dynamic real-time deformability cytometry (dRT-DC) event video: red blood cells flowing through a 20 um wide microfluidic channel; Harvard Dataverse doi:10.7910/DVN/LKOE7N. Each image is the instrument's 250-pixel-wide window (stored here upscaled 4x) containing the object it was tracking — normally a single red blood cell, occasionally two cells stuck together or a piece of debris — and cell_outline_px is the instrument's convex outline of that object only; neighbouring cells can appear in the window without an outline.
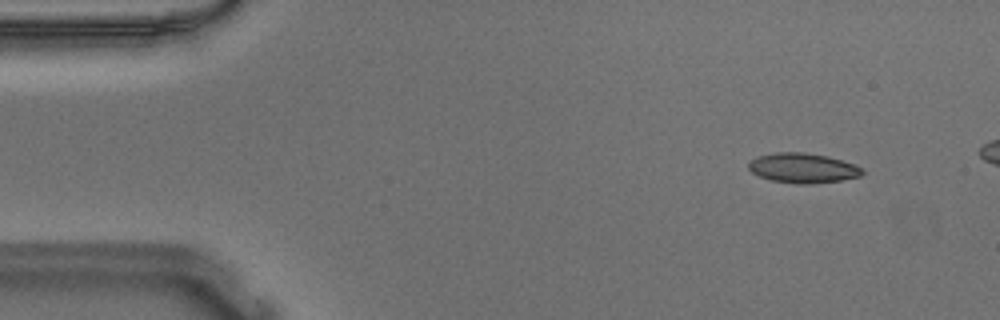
{"species": "Egyptian fruit bat (a non-hibernating species)", "species_latin": "Rousettus aegyptiacus", "temperature_condition": "warm", "stored_images_in_passage": 15, "camera_frame_rate_fps": 3000, "um_per_image_px": 0.085, "animal": {"sex": "male"}, "frame": {"image": 1, "passage_image": 5, "time_ms": 1.333, "image_size_px": [1000, 320], "cell_outline_px": [[864, 172], [860, 176], [840, 180], [812, 184], [800, 184], [772, 180], [760, 176], [752, 172], [748, 168], [748, 164], [756, 156], [776, 152], [804, 152], [828, 156], [852, 164], [860, 168]], "centroid_in_image_um": [68.21, 14.28], "position_along_channel_um": 16.8, "area_um2": 19.54}}